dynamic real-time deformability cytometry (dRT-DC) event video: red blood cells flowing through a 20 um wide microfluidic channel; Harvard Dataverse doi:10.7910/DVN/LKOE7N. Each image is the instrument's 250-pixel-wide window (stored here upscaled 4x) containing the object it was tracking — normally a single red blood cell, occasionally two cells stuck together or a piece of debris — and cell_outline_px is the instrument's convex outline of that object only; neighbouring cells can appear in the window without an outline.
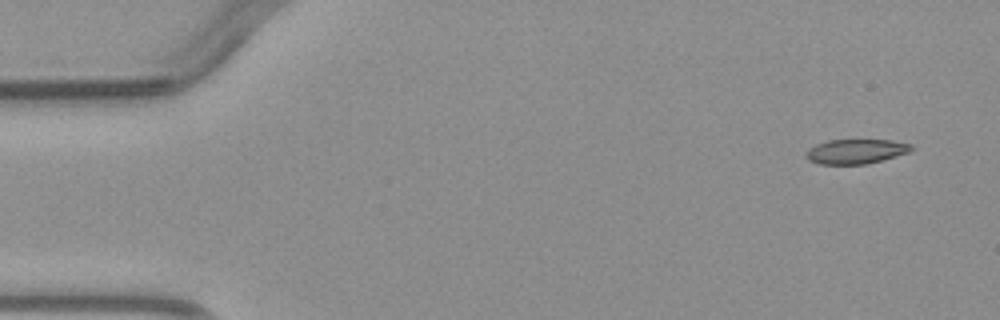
{"species": "common noctule bat (a hibernating species)", "species_latin": "Nyctalus noctula", "temperature_condition": "warm", "stored_images_in_passage": 5, "segment_of_instrument_passage": [1, 2], "camera_frame_rate_fps": 3000, "um_per_image_px": 0.085, "animal": {"sex": "male", "body_mass_g": 23.1, "forearm_length_mm": 52.7}, "frame": {"image": 1, "passage_image": 1, "time_ms": 0.0, "image_size_px": [1000, 320], "cell_outline_px": [[912, 152], [864, 164], [820, 164], [808, 160], [804, 156], [804, 152], [808, 148], [816, 144], [828, 140], [892, 140], [912, 144]], "centroid_in_image_um": [72.72, 12.86], "position_along_channel_um": 12.3, "area_um2": 15.2}}
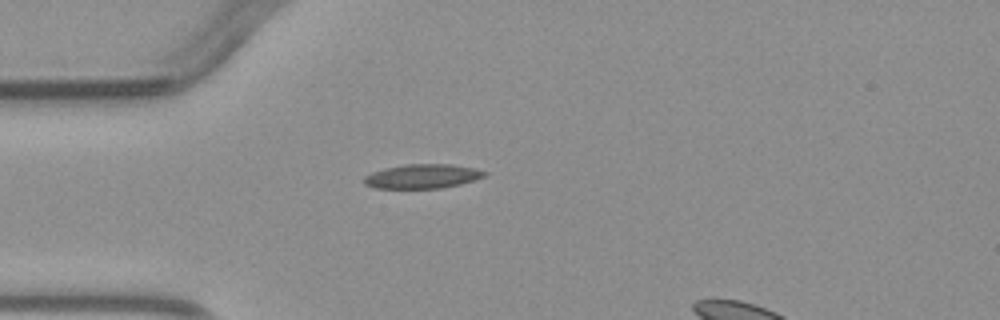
{"frame": {"image": 2, "passage_image": 4, "time_ms": 3.333, "image_size_px": [1000, 320], "cell_outline_px": [[488, 172], [484, 176], [460, 184], [440, 188], [376, 188], [364, 184], [364, 176], [372, 172], [384, 168], [404, 164], [452, 164], [476, 168]], "centroid_in_image_um": [35.89, 14.97], "position_along_channel_um": 49.1, "area_um2": 16.99}}